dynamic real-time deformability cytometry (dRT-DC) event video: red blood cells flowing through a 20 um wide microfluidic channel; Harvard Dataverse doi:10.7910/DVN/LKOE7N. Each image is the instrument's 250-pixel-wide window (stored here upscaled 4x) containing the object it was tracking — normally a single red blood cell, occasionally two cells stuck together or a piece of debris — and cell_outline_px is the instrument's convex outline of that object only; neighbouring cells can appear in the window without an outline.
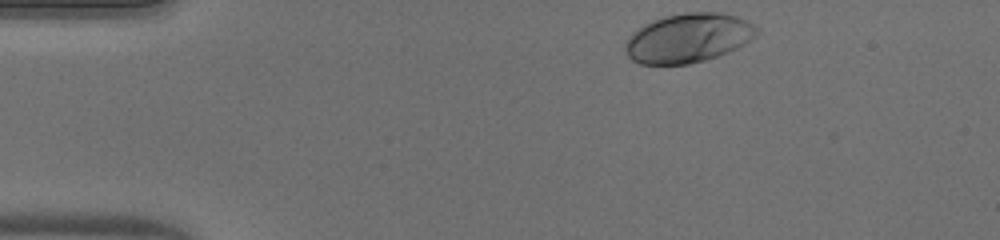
{"species": "human", "species_latin": "Homo sapiens", "temperature_condition": "warm", "stored_images_in_passage": 34, "camera_frame_rate_fps": 3000, "um_per_image_px": 0.085, "donor": {"sex": "male"}, "frame": {"image": 1, "passage_image": 1, "time_ms": 0.0, "image_size_px": [1000, 240], "cell_outline_px": [[760, 32], [756, 36], [744, 44], [728, 52], [704, 60], [688, 64], [640, 64], [632, 60], [624, 52], [624, 40], [632, 32], [644, 24], [652, 20], [664, 16], [684, 12], [720, 12], [736, 16], [760, 28]], "centroid_in_image_um": [58.47, 3.22], "position_along_channel_um": 26.5, "area_um2": 37.97}}
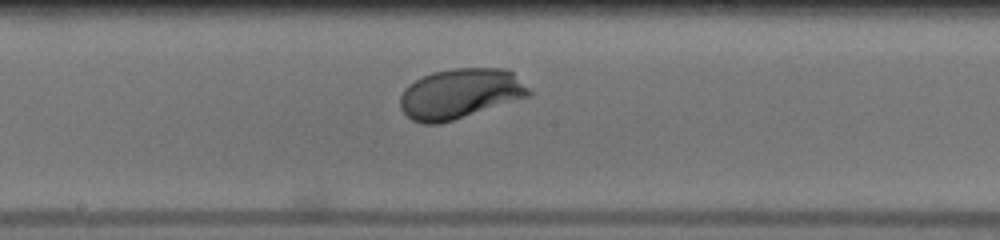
{"frame": {"image": 2, "passage_image": 20, "time_ms": 6.333, "image_size_px": [1000, 240], "cell_outline_px": [[532, 96], [440, 124], [424, 124], [412, 120], [400, 108], [400, 96], [404, 88], [408, 84], [432, 72], [452, 68], [508, 68], [532, 92]], "centroid_in_image_um": [39.11, 7.96], "position_along_channel_um": 209.1, "area_um2": 37.74}}
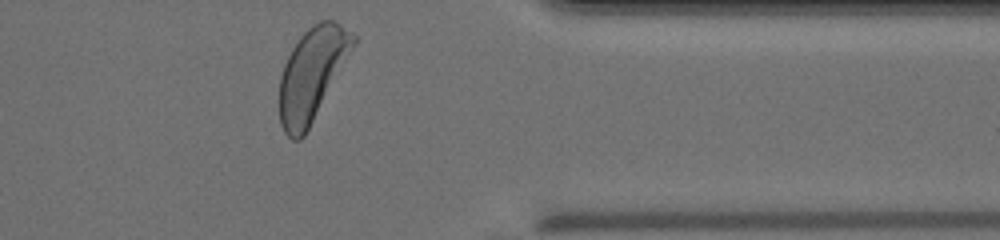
{"frame": {"image": 3, "passage_image": 34, "time_ms": 11.0, "image_size_px": [1000, 240], "cell_outline_px": [[360, 40], [304, 136], [300, 140], [292, 140], [284, 132], [280, 124], [280, 76], [284, 64], [292, 48], [300, 36], [312, 24], [320, 20], [332, 20], [340, 24], [352, 32]], "centroid_in_image_um": [26.57, 6.27], "position_along_channel_um": 384.8, "area_um2": 40.17}, "authors_computed_cell_mechanics": {"area_um2": 36.8764, "velocity_mm_per_s": 4.0399, "shape_relaxation_time_tau1_ms": 1.2022, "shape_relaxation_time_tau2_ms": null, "deformation_change_tau1": 0.1148, "deformation_change_tau2": null}}